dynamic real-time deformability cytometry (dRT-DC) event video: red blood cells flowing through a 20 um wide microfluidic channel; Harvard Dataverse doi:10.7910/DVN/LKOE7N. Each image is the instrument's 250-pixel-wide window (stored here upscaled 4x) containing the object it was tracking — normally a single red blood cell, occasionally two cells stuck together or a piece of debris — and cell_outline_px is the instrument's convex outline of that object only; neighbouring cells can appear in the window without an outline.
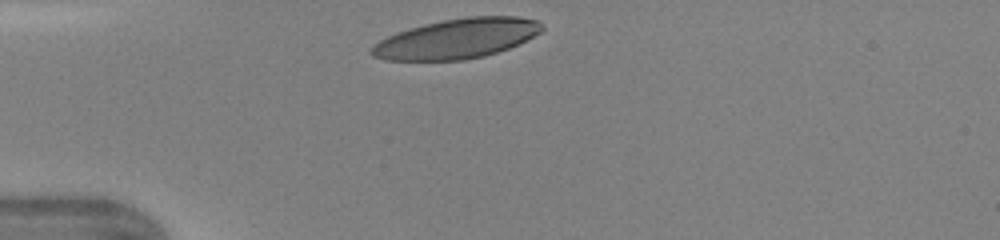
{"species": "human", "species_latin": "Homo sapiens", "temperature_condition": "warm", "stored_images_in_passage": 26, "camera_frame_rate_fps": 3000, "um_per_image_px": 0.085, "donor": {"sex": "female"}, "frame": {"image": 1, "passage_image": 1, "time_ms": 0.0, "image_size_px": [1000, 240], "cell_outline_px": [[544, 28], [540, 32], [508, 48], [484, 56], [464, 60], [384, 60], [372, 56], [368, 52], [380, 40], [388, 36], [424, 24], [444, 20], [468, 16], [516, 16], [536, 20]], "centroid_in_image_um": [38.81, 3.29], "position_along_channel_um": 46.2, "area_um2": 38.96}}
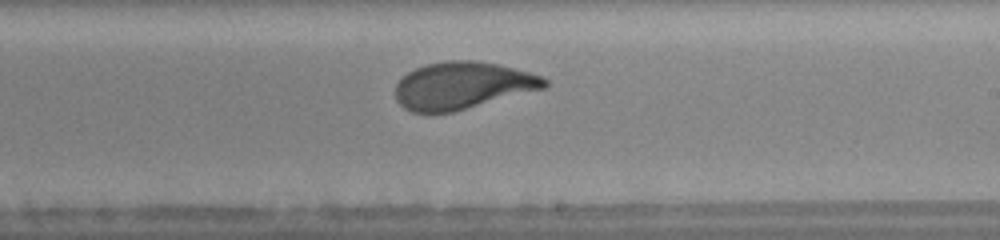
{"frame": {"image": 2, "passage_image": 16, "time_ms": 5.0, "image_size_px": [1000, 240], "cell_outline_px": [[548, 84], [544, 88], [452, 112], [412, 112], [404, 108], [396, 100], [396, 84], [408, 72], [416, 68], [428, 64], [452, 60], [472, 60], [496, 64], [528, 72], [540, 76], [548, 80]], "centroid_in_image_um": [39.29, 7.27], "position_along_channel_um": 249.7, "area_um2": 40.34}}
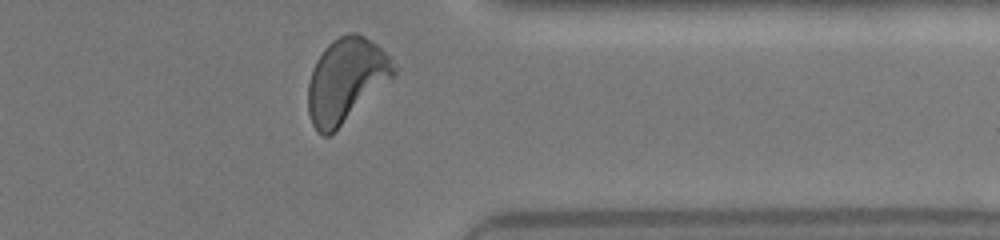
{"frame": {"image": 3, "passage_image": 25, "time_ms": 8.0, "image_size_px": [1000, 240], "cell_outline_px": [[400, 68], [396, 76], [392, 80], [328, 136], [324, 136], [312, 124], [308, 112], [308, 84], [312, 68], [316, 60], [324, 48], [332, 40], [348, 32], [356, 32], [364, 36], [376, 44]], "centroid_in_image_um": [29.44, 6.78], "position_along_channel_um": 382.0, "area_um2": 42.02}}